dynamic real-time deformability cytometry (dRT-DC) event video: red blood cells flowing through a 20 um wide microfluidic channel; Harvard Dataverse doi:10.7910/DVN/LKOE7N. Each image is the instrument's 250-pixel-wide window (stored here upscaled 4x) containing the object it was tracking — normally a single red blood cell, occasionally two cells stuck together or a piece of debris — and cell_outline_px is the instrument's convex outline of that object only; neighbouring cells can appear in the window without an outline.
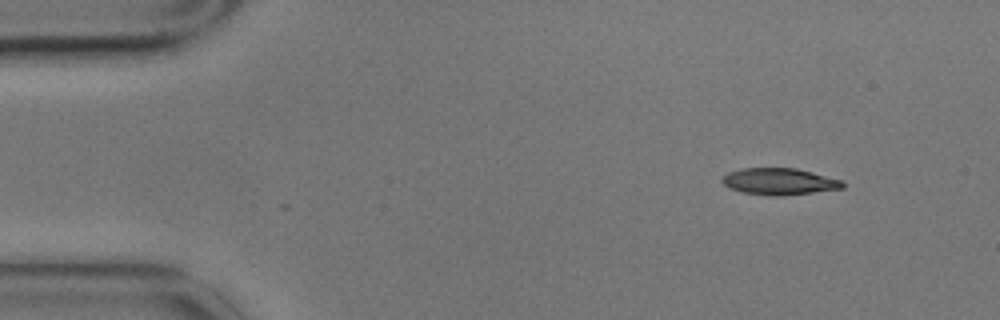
{"species": "common noctule bat (a hibernating species)", "species_latin": "Nyctalus noctula", "temperature_condition": "cold", "stored_images_in_passage": 2, "camera_frame_rate_fps": 3000, "um_per_image_px": 0.085, "animal": {"sex": "male", "body_mass_g": 17.9}, "frame": {"image": 1, "passage_image": 2, "time_ms": 0.333, "image_size_px": [1000, 320], "cell_outline_px": [[844, 188], [780, 196], [772, 196], [744, 192], [732, 188], [724, 184], [720, 180], [728, 172], [744, 168], [796, 168], [844, 180]], "centroid_in_image_um": [66.28, 15.42], "position_along_channel_um": 18.7, "area_um2": 18.55}}